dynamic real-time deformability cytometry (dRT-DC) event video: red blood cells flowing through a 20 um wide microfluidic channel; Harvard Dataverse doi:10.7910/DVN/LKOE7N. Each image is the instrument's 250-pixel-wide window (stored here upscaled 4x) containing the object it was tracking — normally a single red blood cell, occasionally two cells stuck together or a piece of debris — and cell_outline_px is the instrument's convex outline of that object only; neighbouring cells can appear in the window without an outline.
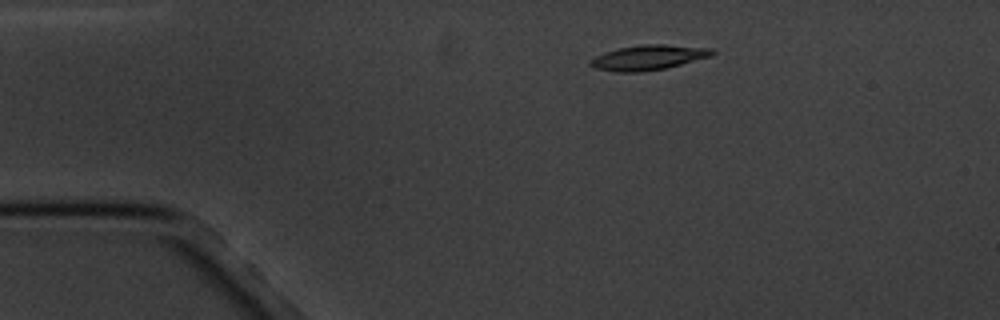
{"species": "common noctule bat (a hibernating species)", "species_latin": "Nyctalus noctula", "temperature_condition": "cold", "stored_images_in_passage": 3, "camera_frame_rate_fps": 3000, "um_per_image_px": 0.085, "animal": {"sex": "male", "body_mass_g": 20.1, "forearm_length_mm": 53.5}, "frame": {"image": 1, "passage_image": 1, "time_ms": 0.0, "image_size_px": [1000, 320], "cell_outline_px": [[716, 52], [712, 56], [664, 68], [640, 72], [616, 72], [596, 68], [588, 64], [588, 60], [604, 52], [620, 48], [640, 44], [664, 44], [712, 48]], "centroid_in_image_um": [55.1, 4.88], "position_along_channel_um": 29.9, "area_um2": 17.69}}
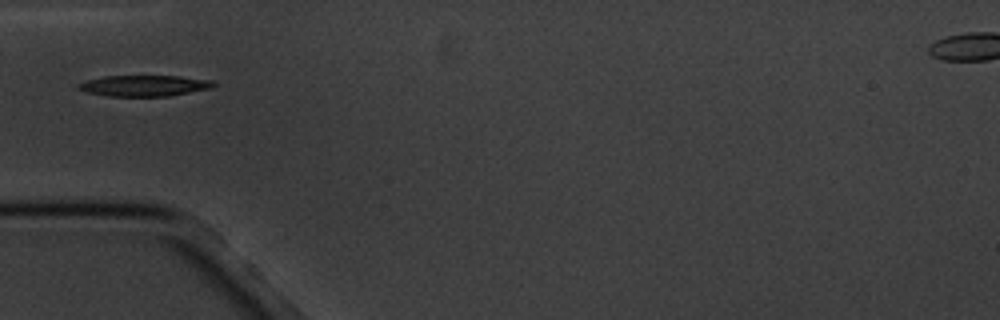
{"frame": {"image": 2, "passage_image": 3, "time_ms": 2.667, "image_size_px": [1000, 320], "cell_outline_px": [[216, 84], [212, 88], [168, 96], [108, 96], [88, 92], [76, 88], [76, 84], [88, 80], [104, 76], [180, 76], [212, 80]], "centroid_in_image_um": [12.27, 7.28], "position_along_channel_um": 72.7, "area_um2": 16.47}}